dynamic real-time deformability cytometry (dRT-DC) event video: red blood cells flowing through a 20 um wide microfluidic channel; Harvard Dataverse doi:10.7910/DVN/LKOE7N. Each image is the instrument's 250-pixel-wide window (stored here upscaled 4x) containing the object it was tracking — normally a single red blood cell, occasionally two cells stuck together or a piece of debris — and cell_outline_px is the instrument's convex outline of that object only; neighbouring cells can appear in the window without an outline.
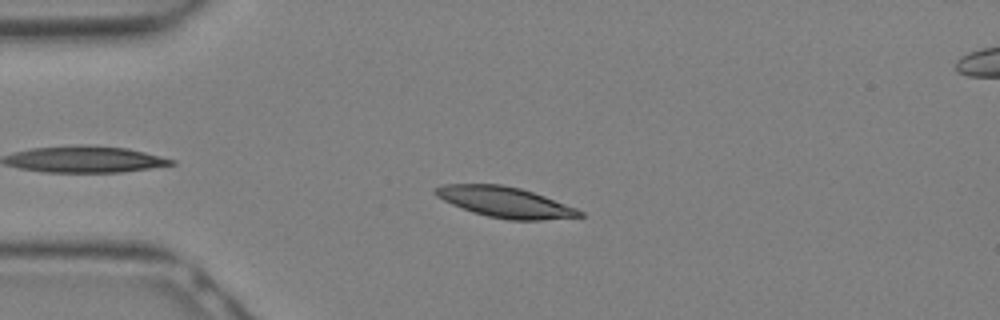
{"species": "Egyptian fruit bat (a non-hibernating species)", "species_latin": "Rousettus aegyptiacus", "temperature_condition": "warm", "stored_images_in_passage": 12, "camera_frame_rate_fps": 3000, "um_per_image_px": 0.085, "animal": {"sex": "female"}, "frame": {"image": 1, "passage_image": 3, "time_ms": 0.667, "image_size_px": [1000, 320], "cell_outline_px": [[584, 216], [540, 220], [508, 220], [488, 216], [472, 212], [452, 204], [436, 196], [432, 192], [436, 188], [444, 184], [500, 184], [520, 188], [544, 196], [576, 208], [584, 212]], "centroid_in_image_um": [42.92, 17.18], "position_along_channel_um": 42.1, "area_um2": 25.49}}
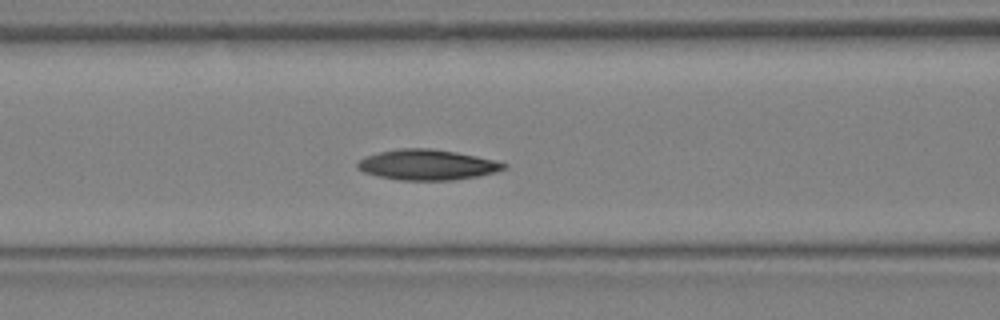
{"frame": {"image": 2, "passage_image": 8, "time_ms": 2.333, "image_size_px": [1000, 320], "cell_outline_px": [[508, 164], [504, 168], [496, 172], [476, 176], [452, 180], [400, 180], [380, 176], [364, 172], [356, 168], [356, 164], [364, 156], [396, 148], [432, 148], [456, 152], [476, 156]], "centroid_in_image_um": [36.27, 14.0], "position_along_channel_um": 130.3, "area_um2": 25.78}}
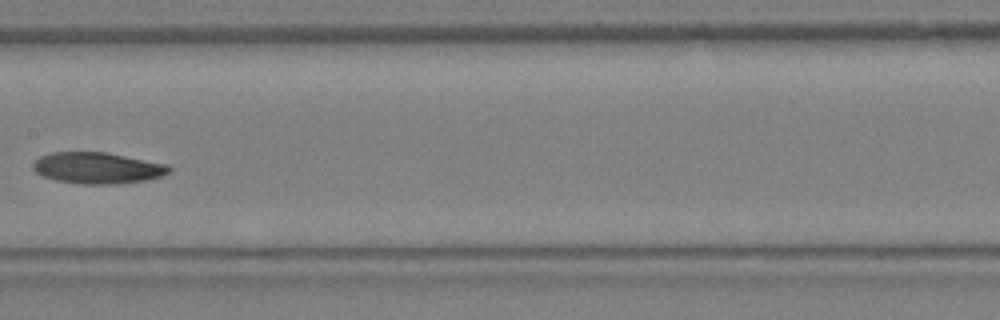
{"frame": {"image": 3, "passage_image": 11, "time_ms": 3.333, "image_size_px": [1000, 320], "cell_outline_px": [[172, 168], [168, 172], [160, 176], [148, 180], [120, 184], [80, 184], [56, 180], [44, 176], [36, 172], [32, 168], [32, 164], [40, 156], [52, 152], [104, 152], [168, 164]], "centroid_in_image_um": [8.29, 14.28], "position_along_channel_um": 199.1, "area_um2": 24.8}}